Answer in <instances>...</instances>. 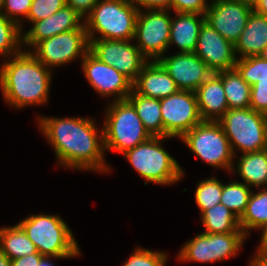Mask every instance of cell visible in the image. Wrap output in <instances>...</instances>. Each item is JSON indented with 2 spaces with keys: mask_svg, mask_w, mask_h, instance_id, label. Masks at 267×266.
I'll return each instance as SVG.
<instances>
[{
  "mask_svg": "<svg viewBox=\"0 0 267 266\" xmlns=\"http://www.w3.org/2000/svg\"><path fill=\"white\" fill-rule=\"evenodd\" d=\"M38 119L39 128L54 148L60 166L79 171H110L104 159L103 130L98 131L93 118L40 116Z\"/></svg>",
  "mask_w": 267,
  "mask_h": 266,
  "instance_id": "obj_1",
  "label": "cell"
},
{
  "mask_svg": "<svg viewBox=\"0 0 267 266\" xmlns=\"http://www.w3.org/2000/svg\"><path fill=\"white\" fill-rule=\"evenodd\" d=\"M0 66L3 98L17 109L48 102L52 71L30 51H21Z\"/></svg>",
  "mask_w": 267,
  "mask_h": 266,
  "instance_id": "obj_2",
  "label": "cell"
},
{
  "mask_svg": "<svg viewBox=\"0 0 267 266\" xmlns=\"http://www.w3.org/2000/svg\"><path fill=\"white\" fill-rule=\"evenodd\" d=\"M138 13L131 0H99L84 18L88 39L134 40Z\"/></svg>",
  "mask_w": 267,
  "mask_h": 266,
  "instance_id": "obj_3",
  "label": "cell"
},
{
  "mask_svg": "<svg viewBox=\"0 0 267 266\" xmlns=\"http://www.w3.org/2000/svg\"><path fill=\"white\" fill-rule=\"evenodd\" d=\"M18 225L41 255L75 258L81 255L71 229L59 215H29Z\"/></svg>",
  "mask_w": 267,
  "mask_h": 266,
  "instance_id": "obj_4",
  "label": "cell"
},
{
  "mask_svg": "<svg viewBox=\"0 0 267 266\" xmlns=\"http://www.w3.org/2000/svg\"><path fill=\"white\" fill-rule=\"evenodd\" d=\"M167 138L152 136L147 141L123 153L130 165L145 178L144 184L170 185L184 177L179 163L162 147Z\"/></svg>",
  "mask_w": 267,
  "mask_h": 266,
  "instance_id": "obj_5",
  "label": "cell"
},
{
  "mask_svg": "<svg viewBox=\"0 0 267 266\" xmlns=\"http://www.w3.org/2000/svg\"><path fill=\"white\" fill-rule=\"evenodd\" d=\"M105 113L102 128L105 151L123 154L152 137L128 99L113 100Z\"/></svg>",
  "mask_w": 267,
  "mask_h": 266,
  "instance_id": "obj_6",
  "label": "cell"
},
{
  "mask_svg": "<svg viewBox=\"0 0 267 266\" xmlns=\"http://www.w3.org/2000/svg\"><path fill=\"white\" fill-rule=\"evenodd\" d=\"M227 136L234 158L267 149V116L251 108L228 109L218 120Z\"/></svg>",
  "mask_w": 267,
  "mask_h": 266,
  "instance_id": "obj_7",
  "label": "cell"
},
{
  "mask_svg": "<svg viewBox=\"0 0 267 266\" xmlns=\"http://www.w3.org/2000/svg\"><path fill=\"white\" fill-rule=\"evenodd\" d=\"M180 139L206 164L213 168H223L231 173L234 167V155L218 121H202Z\"/></svg>",
  "mask_w": 267,
  "mask_h": 266,
  "instance_id": "obj_8",
  "label": "cell"
},
{
  "mask_svg": "<svg viewBox=\"0 0 267 266\" xmlns=\"http://www.w3.org/2000/svg\"><path fill=\"white\" fill-rule=\"evenodd\" d=\"M247 236L244 232L211 234L201 232L187 241L178 254L179 261L211 263L235 257Z\"/></svg>",
  "mask_w": 267,
  "mask_h": 266,
  "instance_id": "obj_9",
  "label": "cell"
},
{
  "mask_svg": "<svg viewBox=\"0 0 267 266\" xmlns=\"http://www.w3.org/2000/svg\"><path fill=\"white\" fill-rule=\"evenodd\" d=\"M169 12L167 9L139 10L134 40L149 61L159 60L169 48L172 21Z\"/></svg>",
  "mask_w": 267,
  "mask_h": 266,
  "instance_id": "obj_10",
  "label": "cell"
},
{
  "mask_svg": "<svg viewBox=\"0 0 267 266\" xmlns=\"http://www.w3.org/2000/svg\"><path fill=\"white\" fill-rule=\"evenodd\" d=\"M30 51L45 67L52 69L81 57L89 51L85 24L76 30L57 34L38 42Z\"/></svg>",
  "mask_w": 267,
  "mask_h": 266,
  "instance_id": "obj_11",
  "label": "cell"
},
{
  "mask_svg": "<svg viewBox=\"0 0 267 266\" xmlns=\"http://www.w3.org/2000/svg\"><path fill=\"white\" fill-rule=\"evenodd\" d=\"M130 41L133 40L89 39V51L134 83L149 60Z\"/></svg>",
  "mask_w": 267,
  "mask_h": 266,
  "instance_id": "obj_12",
  "label": "cell"
},
{
  "mask_svg": "<svg viewBox=\"0 0 267 266\" xmlns=\"http://www.w3.org/2000/svg\"><path fill=\"white\" fill-rule=\"evenodd\" d=\"M163 120V137L181 138L201 118L195 92L179 90L166 98L160 99Z\"/></svg>",
  "mask_w": 267,
  "mask_h": 266,
  "instance_id": "obj_13",
  "label": "cell"
},
{
  "mask_svg": "<svg viewBox=\"0 0 267 266\" xmlns=\"http://www.w3.org/2000/svg\"><path fill=\"white\" fill-rule=\"evenodd\" d=\"M82 61V70L91 87L102 97L114 96V101L127 99L133 83L114 67L88 51Z\"/></svg>",
  "mask_w": 267,
  "mask_h": 266,
  "instance_id": "obj_14",
  "label": "cell"
},
{
  "mask_svg": "<svg viewBox=\"0 0 267 266\" xmlns=\"http://www.w3.org/2000/svg\"><path fill=\"white\" fill-rule=\"evenodd\" d=\"M252 8L232 0H213L205 12V22L233 44L245 29Z\"/></svg>",
  "mask_w": 267,
  "mask_h": 266,
  "instance_id": "obj_15",
  "label": "cell"
},
{
  "mask_svg": "<svg viewBox=\"0 0 267 266\" xmlns=\"http://www.w3.org/2000/svg\"><path fill=\"white\" fill-rule=\"evenodd\" d=\"M194 53L213 73L234 69L237 61L234 44L206 22L201 26Z\"/></svg>",
  "mask_w": 267,
  "mask_h": 266,
  "instance_id": "obj_16",
  "label": "cell"
},
{
  "mask_svg": "<svg viewBox=\"0 0 267 266\" xmlns=\"http://www.w3.org/2000/svg\"><path fill=\"white\" fill-rule=\"evenodd\" d=\"M158 61L175 81L179 90L195 92L213 73L194 52H178L172 56H162Z\"/></svg>",
  "mask_w": 267,
  "mask_h": 266,
  "instance_id": "obj_17",
  "label": "cell"
},
{
  "mask_svg": "<svg viewBox=\"0 0 267 266\" xmlns=\"http://www.w3.org/2000/svg\"><path fill=\"white\" fill-rule=\"evenodd\" d=\"M83 18L71 6L65 5L46 19L32 22L31 29L22 33V45L33 48L42 40L63 32L80 29L84 25Z\"/></svg>",
  "mask_w": 267,
  "mask_h": 266,
  "instance_id": "obj_18",
  "label": "cell"
},
{
  "mask_svg": "<svg viewBox=\"0 0 267 266\" xmlns=\"http://www.w3.org/2000/svg\"><path fill=\"white\" fill-rule=\"evenodd\" d=\"M133 89L140 95L162 99L179 91L175 81L158 61H148L133 83Z\"/></svg>",
  "mask_w": 267,
  "mask_h": 266,
  "instance_id": "obj_19",
  "label": "cell"
},
{
  "mask_svg": "<svg viewBox=\"0 0 267 266\" xmlns=\"http://www.w3.org/2000/svg\"><path fill=\"white\" fill-rule=\"evenodd\" d=\"M195 95L203 121H218L229 109L223 82L217 73L205 80Z\"/></svg>",
  "mask_w": 267,
  "mask_h": 266,
  "instance_id": "obj_20",
  "label": "cell"
},
{
  "mask_svg": "<svg viewBox=\"0 0 267 266\" xmlns=\"http://www.w3.org/2000/svg\"><path fill=\"white\" fill-rule=\"evenodd\" d=\"M172 18L169 47L176 45L180 53L195 51L201 26L205 22L204 14L177 13Z\"/></svg>",
  "mask_w": 267,
  "mask_h": 266,
  "instance_id": "obj_21",
  "label": "cell"
},
{
  "mask_svg": "<svg viewBox=\"0 0 267 266\" xmlns=\"http://www.w3.org/2000/svg\"><path fill=\"white\" fill-rule=\"evenodd\" d=\"M266 45L267 17L252 10L245 29L234 44L235 54H240V58L260 56Z\"/></svg>",
  "mask_w": 267,
  "mask_h": 266,
  "instance_id": "obj_22",
  "label": "cell"
},
{
  "mask_svg": "<svg viewBox=\"0 0 267 266\" xmlns=\"http://www.w3.org/2000/svg\"><path fill=\"white\" fill-rule=\"evenodd\" d=\"M232 172L240 175L248 187H267V149L259 152L242 154ZM236 169V170H235Z\"/></svg>",
  "mask_w": 267,
  "mask_h": 266,
  "instance_id": "obj_23",
  "label": "cell"
},
{
  "mask_svg": "<svg viewBox=\"0 0 267 266\" xmlns=\"http://www.w3.org/2000/svg\"><path fill=\"white\" fill-rule=\"evenodd\" d=\"M127 99L133 104L143 122L144 128L151 136L163 137V120L160 110V99L149 98L138 94L134 89Z\"/></svg>",
  "mask_w": 267,
  "mask_h": 266,
  "instance_id": "obj_24",
  "label": "cell"
},
{
  "mask_svg": "<svg viewBox=\"0 0 267 266\" xmlns=\"http://www.w3.org/2000/svg\"><path fill=\"white\" fill-rule=\"evenodd\" d=\"M0 252L10 260L37 253L33 242L18 225L0 228Z\"/></svg>",
  "mask_w": 267,
  "mask_h": 266,
  "instance_id": "obj_25",
  "label": "cell"
},
{
  "mask_svg": "<svg viewBox=\"0 0 267 266\" xmlns=\"http://www.w3.org/2000/svg\"><path fill=\"white\" fill-rule=\"evenodd\" d=\"M221 77L229 109L250 108L251 86L234 68L217 72Z\"/></svg>",
  "mask_w": 267,
  "mask_h": 266,
  "instance_id": "obj_26",
  "label": "cell"
},
{
  "mask_svg": "<svg viewBox=\"0 0 267 266\" xmlns=\"http://www.w3.org/2000/svg\"><path fill=\"white\" fill-rule=\"evenodd\" d=\"M207 233L243 232L239 225V218L223 204H217L204 210L200 215Z\"/></svg>",
  "mask_w": 267,
  "mask_h": 266,
  "instance_id": "obj_27",
  "label": "cell"
},
{
  "mask_svg": "<svg viewBox=\"0 0 267 266\" xmlns=\"http://www.w3.org/2000/svg\"><path fill=\"white\" fill-rule=\"evenodd\" d=\"M267 224V187L252 191L247 204L246 211L239 219V225L244 234L248 237L249 230L262 228Z\"/></svg>",
  "mask_w": 267,
  "mask_h": 266,
  "instance_id": "obj_28",
  "label": "cell"
},
{
  "mask_svg": "<svg viewBox=\"0 0 267 266\" xmlns=\"http://www.w3.org/2000/svg\"><path fill=\"white\" fill-rule=\"evenodd\" d=\"M252 189L243 182L232 181L222 183V194L220 203L231 210L239 219L246 211Z\"/></svg>",
  "mask_w": 267,
  "mask_h": 266,
  "instance_id": "obj_29",
  "label": "cell"
},
{
  "mask_svg": "<svg viewBox=\"0 0 267 266\" xmlns=\"http://www.w3.org/2000/svg\"><path fill=\"white\" fill-rule=\"evenodd\" d=\"M22 33L20 26L0 13V56L11 59L20 53L22 46Z\"/></svg>",
  "mask_w": 267,
  "mask_h": 266,
  "instance_id": "obj_30",
  "label": "cell"
},
{
  "mask_svg": "<svg viewBox=\"0 0 267 266\" xmlns=\"http://www.w3.org/2000/svg\"><path fill=\"white\" fill-rule=\"evenodd\" d=\"M235 69L250 86L267 81V59L261 56L237 58Z\"/></svg>",
  "mask_w": 267,
  "mask_h": 266,
  "instance_id": "obj_31",
  "label": "cell"
},
{
  "mask_svg": "<svg viewBox=\"0 0 267 266\" xmlns=\"http://www.w3.org/2000/svg\"><path fill=\"white\" fill-rule=\"evenodd\" d=\"M222 194V182L216 177L201 181L195 191V201L200 209V214L217 204H220Z\"/></svg>",
  "mask_w": 267,
  "mask_h": 266,
  "instance_id": "obj_32",
  "label": "cell"
},
{
  "mask_svg": "<svg viewBox=\"0 0 267 266\" xmlns=\"http://www.w3.org/2000/svg\"><path fill=\"white\" fill-rule=\"evenodd\" d=\"M166 253L137 247L122 266H165Z\"/></svg>",
  "mask_w": 267,
  "mask_h": 266,
  "instance_id": "obj_33",
  "label": "cell"
},
{
  "mask_svg": "<svg viewBox=\"0 0 267 266\" xmlns=\"http://www.w3.org/2000/svg\"><path fill=\"white\" fill-rule=\"evenodd\" d=\"M66 5V0H32L27 20L32 23L46 19Z\"/></svg>",
  "mask_w": 267,
  "mask_h": 266,
  "instance_id": "obj_34",
  "label": "cell"
},
{
  "mask_svg": "<svg viewBox=\"0 0 267 266\" xmlns=\"http://www.w3.org/2000/svg\"><path fill=\"white\" fill-rule=\"evenodd\" d=\"M32 0H4L1 13L4 14L8 19L16 22L22 32V16L27 19V16L31 9ZM3 9L5 11H3Z\"/></svg>",
  "mask_w": 267,
  "mask_h": 266,
  "instance_id": "obj_35",
  "label": "cell"
},
{
  "mask_svg": "<svg viewBox=\"0 0 267 266\" xmlns=\"http://www.w3.org/2000/svg\"><path fill=\"white\" fill-rule=\"evenodd\" d=\"M250 108L267 116V81H258L251 86Z\"/></svg>",
  "mask_w": 267,
  "mask_h": 266,
  "instance_id": "obj_36",
  "label": "cell"
},
{
  "mask_svg": "<svg viewBox=\"0 0 267 266\" xmlns=\"http://www.w3.org/2000/svg\"><path fill=\"white\" fill-rule=\"evenodd\" d=\"M211 5L207 0H173L171 3L170 11L175 13H197L204 14Z\"/></svg>",
  "mask_w": 267,
  "mask_h": 266,
  "instance_id": "obj_37",
  "label": "cell"
},
{
  "mask_svg": "<svg viewBox=\"0 0 267 266\" xmlns=\"http://www.w3.org/2000/svg\"><path fill=\"white\" fill-rule=\"evenodd\" d=\"M99 0H66V5L71 6L84 18L92 11Z\"/></svg>",
  "mask_w": 267,
  "mask_h": 266,
  "instance_id": "obj_38",
  "label": "cell"
},
{
  "mask_svg": "<svg viewBox=\"0 0 267 266\" xmlns=\"http://www.w3.org/2000/svg\"><path fill=\"white\" fill-rule=\"evenodd\" d=\"M136 4L139 10L147 9H167L171 7L173 0H131ZM142 7V8H141Z\"/></svg>",
  "mask_w": 267,
  "mask_h": 266,
  "instance_id": "obj_39",
  "label": "cell"
},
{
  "mask_svg": "<svg viewBox=\"0 0 267 266\" xmlns=\"http://www.w3.org/2000/svg\"><path fill=\"white\" fill-rule=\"evenodd\" d=\"M43 255L40 253L26 255L17 259L11 260V266H38Z\"/></svg>",
  "mask_w": 267,
  "mask_h": 266,
  "instance_id": "obj_40",
  "label": "cell"
},
{
  "mask_svg": "<svg viewBox=\"0 0 267 266\" xmlns=\"http://www.w3.org/2000/svg\"><path fill=\"white\" fill-rule=\"evenodd\" d=\"M262 230V231H261ZM261 233V239H260V245L257 248L256 254L254 257H252L250 260V263L248 266H253V261L264 251L267 250V224H265L262 228H260Z\"/></svg>",
  "mask_w": 267,
  "mask_h": 266,
  "instance_id": "obj_41",
  "label": "cell"
},
{
  "mask_svg": "<svg viewBox=\"0 0 267 266\" xmlns=\"http://www.w3.org/2000/svg\"><path fill=\"white\" fill-rule=\"evenodd\" d=\"M253 10L260 14L267 17V0H258L256 6L253 8Z\"/></svg>",
  "mask_w": 267,
  "mask_h": 266,
  "instance_id": "obj_42",
  "label": "cell"
},
{
  "mask_svg": "<svg viewBox=\"0 0 267 266\" xmlns=\"http://www.w3.org/2000/svg\"><path fill=\"white\" fill-rule=\"evenodd\" d=\"M253 266H267V250H264L254 261Z\"/></svg>",
  "mask_w": 267,
  "mask_h": 266,
  "instance_id": "obj_43",
  "label": "cell"
},
{
  "mask_svg": "<svg viewBox=\"0 0 267 266\" xmlns=\"http://www.w3.org/2000/svg\"><path fill=\"white\" fill-rule=\"evenodd\" d=\"M51 258H55V259H64V258H73V257H56V256H45L43 255L40 259V262L38 264V266H54V264L51 262Z\"/></svg>",
  "mask_w": 267,
  "mask_h": 266,
  "instance_id": "obj_44",
  "label": "cell"
},
{
  "mask_svg": "<svg viewBox=\"0 0 267 266\" xmlns=\"http://www.w3.org/2000/svg\"><path fill=\"white\" fill-rule=\"evenodd\" d=\"M0 266H11V260L0 252Z\"/></svg>",
  "mask_w": 267,
  "mask_h": 266,
  "instance_id": "obj_45",
  "label": "cell"
},
{
  "mask_svg": "<svg viewBox=\"0 0 267 266\" xmlns=\"http://www.w3.org/2000/svg\"><path fill=\"white\" fill-rule=\"evenodd\" d=\"M232 1H236V2H240L242 4H245L249 7H251L252 9L256 6L258 0H232Z\"/></svg>",
  "mask_w": 267,
  "mask_h": 266,
  "instance_id": "obj_46",
  "label": "cell"
},
{
  "mask_svg": "<svg viewBox=\"0 0 267 266\" xmlns=\"http://www.w3.org/2000/svg\"><path fill=\"white\" fill-rule=\"evenodd\" d=\"M262 58L267 59V45L265 46V48L263 49L261 55Z\"/></svg>",
  "mask_w": 267,
  "mask_h": 266,
  "instance_id": "obj_47",
  "label": "cell"
},
{
  "mask_svg": "<svg viewBox=\"0 0 267 266\" xmlns=\"http://www.w3.org/2000/svg\"><path fill=\"white\" fill-rule=\"evenodd\" d=\"M3 2H4V0H0V13L2 11Z\"/></svg>",
  "mask_w": 267,
  "mask_h": 266,
  "instance_id": "obj_48",
  "label": "cell"
}]
</instances>
